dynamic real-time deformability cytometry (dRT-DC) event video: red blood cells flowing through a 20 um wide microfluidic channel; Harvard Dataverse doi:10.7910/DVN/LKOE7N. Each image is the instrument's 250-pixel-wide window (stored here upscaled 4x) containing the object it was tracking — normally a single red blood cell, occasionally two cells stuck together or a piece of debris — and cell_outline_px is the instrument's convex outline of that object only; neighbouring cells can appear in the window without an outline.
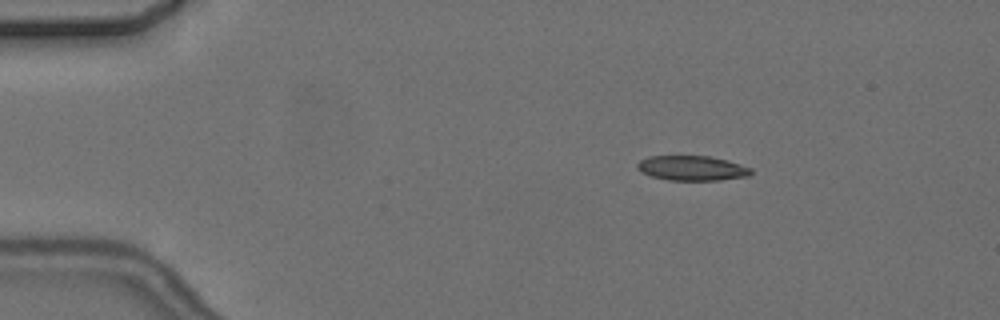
{"species": "common noctule bat (a hibernating species)", "species_latin": "Nyctalus noctula", "temperature_condition": "cold", "stored_images_in_passage": 4, "camera_frame_rate_fps": 3000, "um_per_image_px": 0.085, "animal": {"sex": "female", "body_mass_g": 24.6, "forearm_length_mm": 56.2}, "frame": {"image": 1, "passage_image": 2, "time_ms": 1.333, "image_size_px": [1000, 320], "cell_outline_px": [[752, 172], [748, 176], [720, 180], [668, 180], [652, 176], [640, 172], [636, 168], [636, 164], [640, 160], [648, 156], [708, 156], [728, 160], [752, 168]], "centroid_in_image_um": [58.8, 14.29], "position_along_channel_um": 26.2, "area_um2": 16.53}}